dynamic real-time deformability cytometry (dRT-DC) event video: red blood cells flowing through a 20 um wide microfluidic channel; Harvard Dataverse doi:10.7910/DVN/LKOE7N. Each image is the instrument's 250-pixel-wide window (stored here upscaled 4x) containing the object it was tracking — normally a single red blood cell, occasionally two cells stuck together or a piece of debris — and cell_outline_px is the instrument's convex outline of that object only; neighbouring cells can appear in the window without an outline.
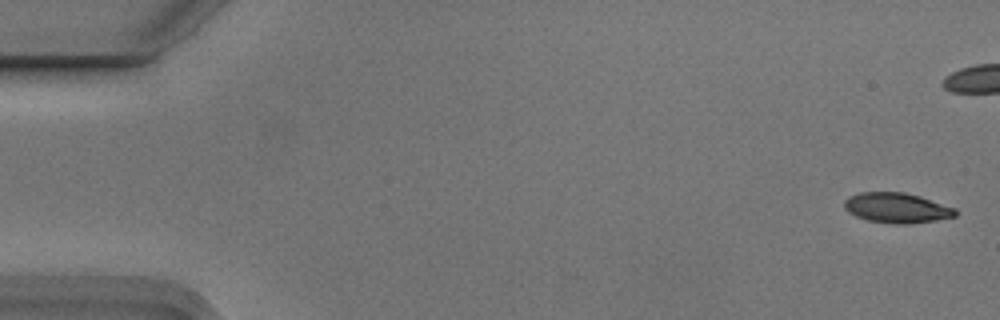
{"species": "Egyptian fruit bat (a non-hibernating species)", "species_latin": "Rousettus aegyptiacus", "temperature_condition": "cold", "stored_images_in_passage": 8, "camera_frame_rate_fps": 3000, "um_per_image_px": 0.085, "animal": {"sex": "male"}, "frame": {"image": 1, "passage_image": 1, "time_ms": 0.0, "image_size_px": [1000, 320], "cell_outline_px": [[956, 216], [936, 220], [908, 224], [892, 224], [868, 220], [856, 216], [848, 212], [844, 208], [844, 200], [848, 196], [860, 192], [904, 192], [920, 196], [956, 208]], "centroid_in_image_um": [76.21, 17.66], "position_along_channel_um": 8.8, "area_um2": 19.59}}
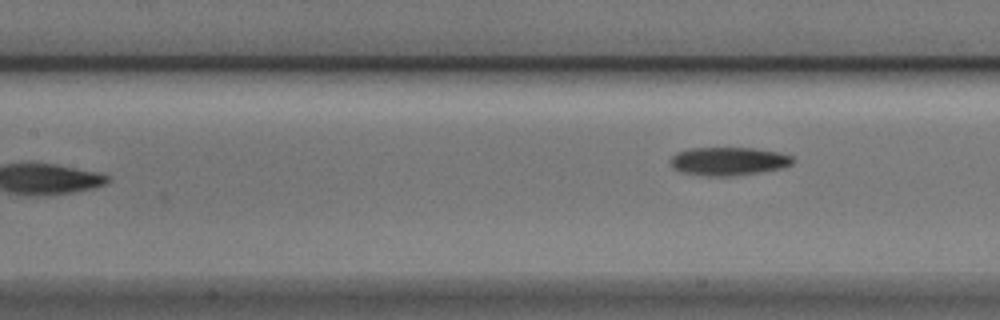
{"frame": {"image": 2, "passage_image": 8, "time_ms": 2.333, "image_size_px": [1000, 320], "cell_outline_px": [[796, 160], [792, 164], [784, 168], [760, 172], [732, 176], [704, 176], [680, 172], [672, 168], [668, 160], [676, 152], [688, 148], [752, 148], [780, 152], [792, 156]], "centroid_in_image_um": [61.9, 13.71], "position_along_channel_um": 145.5, "area_um2": 20.58}}